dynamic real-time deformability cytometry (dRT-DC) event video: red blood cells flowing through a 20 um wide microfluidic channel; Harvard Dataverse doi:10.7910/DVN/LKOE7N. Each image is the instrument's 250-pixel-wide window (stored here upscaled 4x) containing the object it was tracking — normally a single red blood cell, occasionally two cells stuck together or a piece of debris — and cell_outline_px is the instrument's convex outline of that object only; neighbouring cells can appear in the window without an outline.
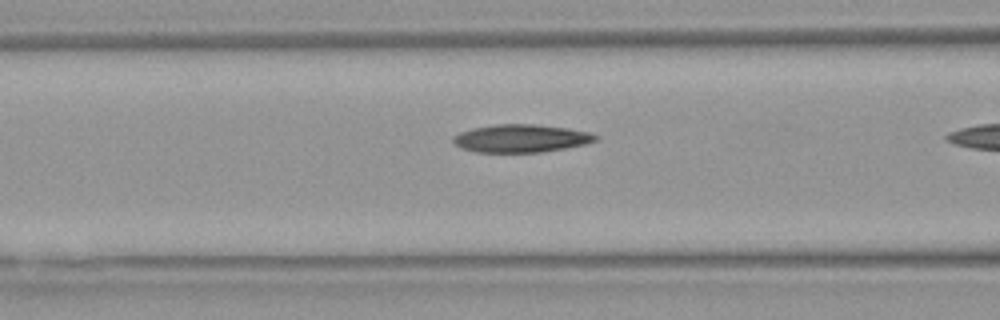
{"species": "Egyptian fruit bat (a non-hibernating species)", "species_latin": "Rousettus aegyptiacus", "temperature_condition": "warm", "stored_images_in_passage": 18, "camera_frame_rate_fps": 3000, "um_per_image_px": 0.085, "animal": {"sex": "female"}, "frame": {"image": 1, "passage_image": 17, "time_ms": 5.333, "image_size_px": [1000, 320], "cell_outline_px": [[600, 136], [596, 140], [584, 144], [564, 148], [540, 152], [476, 152], [460, 148], [452, 140], [452, 136], [460, 132], [472, 128], [496, 124], [536, 124], [568, 128], [588, 132]], "centroid_in_image_um": [44.26, 11.75], "position_along_channel_um": 122.3, "area_um2": 23.12}}